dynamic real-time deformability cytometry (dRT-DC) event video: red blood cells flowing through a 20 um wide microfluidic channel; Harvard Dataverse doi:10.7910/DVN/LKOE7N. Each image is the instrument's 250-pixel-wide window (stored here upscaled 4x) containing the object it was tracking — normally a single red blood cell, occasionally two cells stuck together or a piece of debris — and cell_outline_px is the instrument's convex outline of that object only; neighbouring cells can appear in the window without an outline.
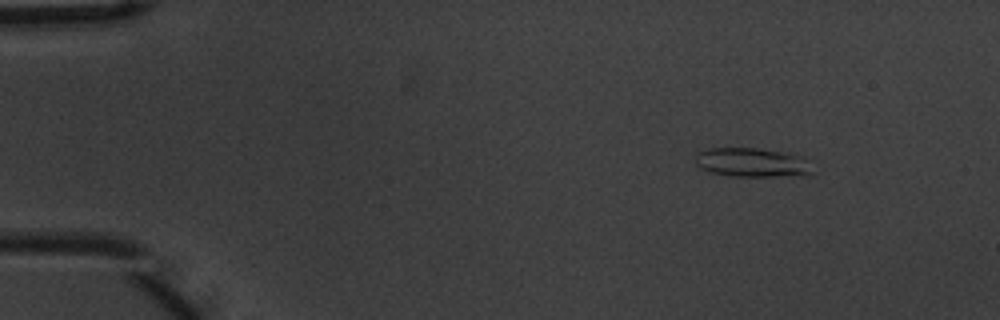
{"species": "common noctule bat (a hibernating species)", "species_latin": "Nyctalus noctula", "temperature_condition": "warm", "stored_images_in_passage": 7, "camera_frame_rate_fps": 3000, "um_per_image_px": 0.085, "animal": {"sex": "male", "body_mass_g": 20.1, "forearm_length_mm": 53.5}, "frame": {"image": 1, "passage_image": 2, "time_ms": 0.333, "image_size_px": [1000, 320], "cell_outline_px": [[816, 172], [808, 176], [732, 176], [712, 172], [696, 164], [696, 152], [708, 148], [756, 148], [792, 152], [804, 156]], "centroid_in_image_um": [64.06, 13.8], "position_along_channel_um": 20.9, "area_um2": 20.35}}
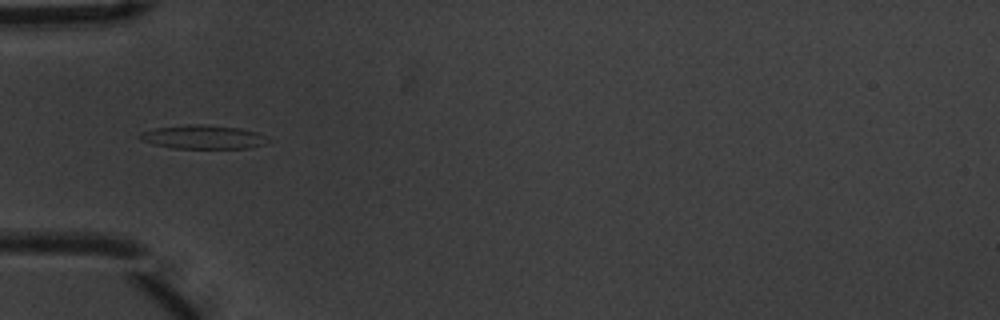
{"frame": {"image": 2, "passage_image": 5, "time_ms": 1.333, "image_size_px": [1000, 320], "cell_outline_px": [[268, 140], [264, 144], [248, 148], [172, 148], [152, 144], [140, 140], [140, 132], [156, 128], [188, 124], [200, 124], [240, 128], [256, 132], [264, 136]], "centroid_in_image_um": [17.22, 11.65], "position_along_channel_um": 67.8, "area_um2": 17.57}}
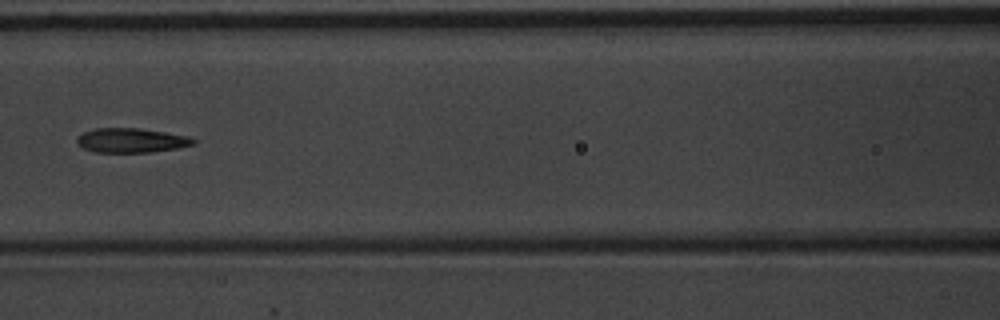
{"frame": {"image": 3, "passage_image": 7, "time_ms": 2.0, "image_size_px": [1000, 320], "cell_outline_px": [[196, 144], [176, 148], [152, 152], [96, 152], [84, 148], [76, 144], [76, 140], [84, 132], [96, 128], [140, 128], [188, 136], [196, 140]], "centroid_in_image_um": [11.17, 11.93], "position_along_channel_um": 155.4, "area_um2": 16.47}}